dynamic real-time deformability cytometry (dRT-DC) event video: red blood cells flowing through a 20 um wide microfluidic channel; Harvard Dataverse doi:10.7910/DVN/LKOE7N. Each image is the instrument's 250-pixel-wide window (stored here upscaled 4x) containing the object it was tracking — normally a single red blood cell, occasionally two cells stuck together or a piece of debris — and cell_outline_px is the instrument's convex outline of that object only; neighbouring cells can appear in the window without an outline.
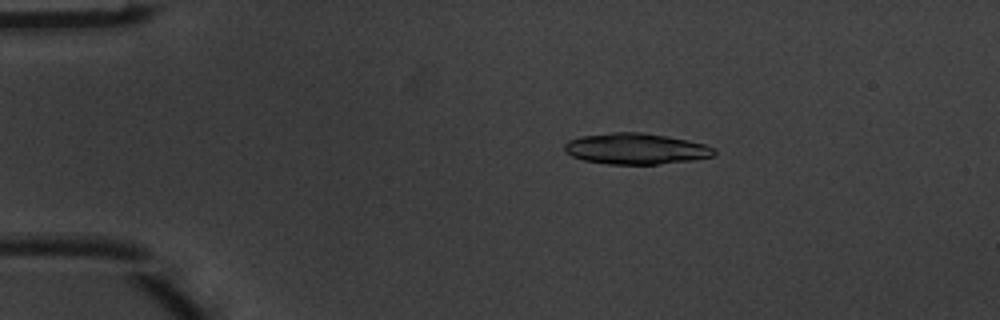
{"species": "common noctule bat (a hibernating species)", "species_latin": "Nyctalus noctula", "temperature_condition": "warm", "stored_images_in_passage": 6, "camera_frame_rate_fps": 3000, "um_per_image_px": 0.085, "animal": {"sex": "male", "body_mass_g": 20.1, "forearm_length_mm": 53.5}, "frame": {"image": 1, "passage_image": 3, "time_ms": 0.667, "image_size_px": [1000, 320], "cell_outline_px": [[716, 152], [712, 156], [692, 160], [656, 164], [608, 164], [584, 160], [572, 156], [564, 152], [564, 144], [568, 140], [580, 136], [612, 132], [644, 132], [688, 140], [704, 144], [712, 148]], "centroid_in_image_um": [54.0, 12.63], "position_along_channel_um": 31.0, "area_um2": 26.99}}